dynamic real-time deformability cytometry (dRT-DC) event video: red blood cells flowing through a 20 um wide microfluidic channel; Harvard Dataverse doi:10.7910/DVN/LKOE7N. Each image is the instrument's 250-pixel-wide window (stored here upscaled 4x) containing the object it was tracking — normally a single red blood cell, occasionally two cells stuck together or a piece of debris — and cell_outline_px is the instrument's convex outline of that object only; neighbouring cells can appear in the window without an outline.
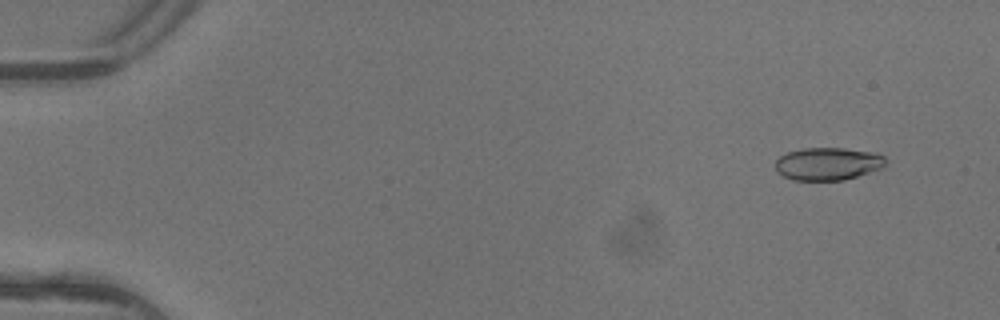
{"species": "common noctule bat (a hibernating species)", "species_latin": "Nyctalus noctula", "temperature_condition": "warm", "stored_images_in_passage": 5, "camera_frame_rate_fps": 3000, "um_per_image_px": 0.085, "animal": {"sex": "female"}, "frame": {"image": 1, "passage_image": 2, "time_ms": 0.333, "image_size_px": [1000, 320], "cell_outline_px": [[884, 164], [880, 168], [844, 180], [792, 180], [776, 172], [776, 160], [780, 156], [788, 152], [804, 148], [844, 148], [876, 152], [884, 156]], "centroid_in_image_um": [70.34, 13.91], "position_along_channel_um": 14.7, "area_um2": 20.87}}